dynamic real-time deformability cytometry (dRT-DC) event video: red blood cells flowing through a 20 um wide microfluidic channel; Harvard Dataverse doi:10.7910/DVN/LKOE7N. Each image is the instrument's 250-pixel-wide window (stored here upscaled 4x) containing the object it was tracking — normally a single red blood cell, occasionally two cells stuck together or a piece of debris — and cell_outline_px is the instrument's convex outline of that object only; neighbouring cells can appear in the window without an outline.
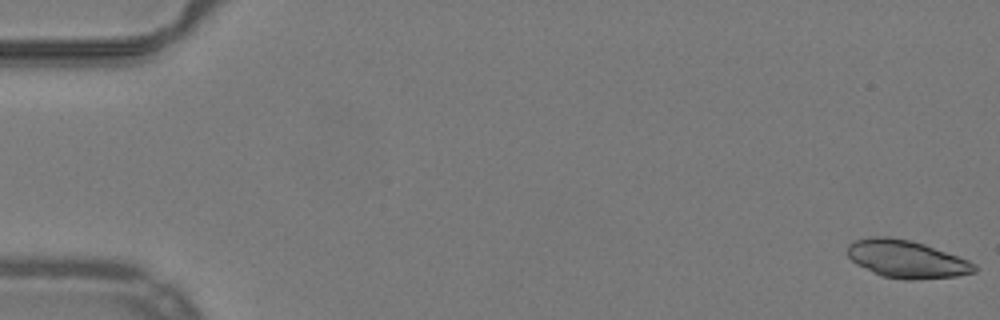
{"species": "common noctule bat (a hibernating species)", "species_latin": "Nyctalus noctula", "temperature_condition": "warm", "stored_images_in_passage": 29, "camera_frame_rate_fps": 3000, "um_per_image_px": 0.085, "animal": {"sex": "male", "body_mass_g": 19.2, "forearm_length_mm": 51.8}, "frame": {"image": 1, "passage_image": 1, "time_ms": 0.0, "image_size_px": [1000, 320], "cell_outline_px": [[976, 272], [956, 276], [912, 280], [904, 280], [880, 276], [856, 264], [848, 256], [848, 244], [856, 240], [872, 236], [888, 236], [908, 240], [924, 244], [968, 260], [976, 264]], "centroid_in_image_um": [77.04, 22.03], "position_along_channel_um": 8.0, "area_um2": 27.8}}
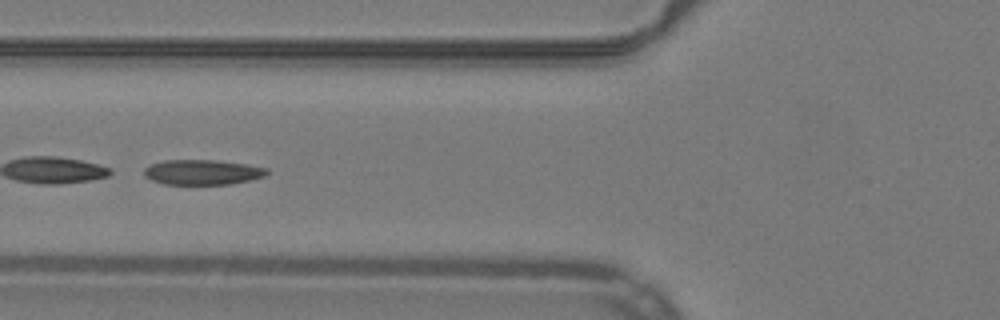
{"frame": {"image": 2, "passage_image": 21, "time_ms": 6.667, "image_size_px": [1000, 320], "cell_outline_px": [[268, 172], [264, 176], [232, 184], [164, 184], [152, 180], [144, 176], [144, 168], [152, 164], [164, 160], [216, 160], [248, 164], [268, 168]], "centroid_in_image_um": [17.21, 14.63], "position_along_channel_um": 108.6, "area_um2": 17.92}}